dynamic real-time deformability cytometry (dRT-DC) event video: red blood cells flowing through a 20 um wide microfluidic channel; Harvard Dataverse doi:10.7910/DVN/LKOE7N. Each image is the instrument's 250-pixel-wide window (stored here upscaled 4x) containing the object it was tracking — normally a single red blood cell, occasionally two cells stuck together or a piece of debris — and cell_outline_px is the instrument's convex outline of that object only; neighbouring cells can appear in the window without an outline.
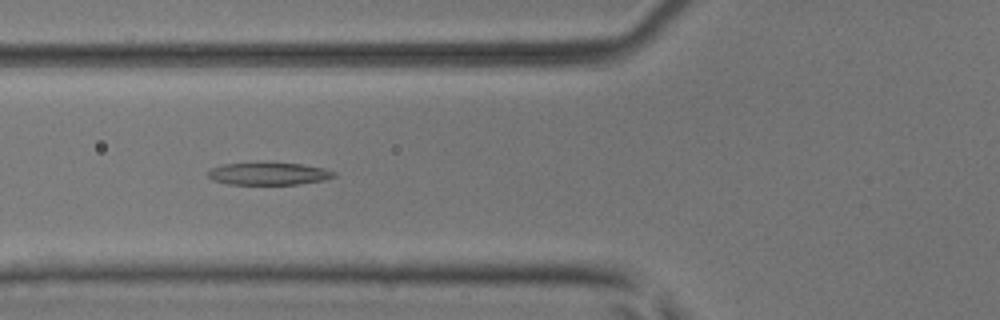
{"species": "common noctule bat (a hibernating species)", "species_latin": "Nyctalus noctula", "temperature_condition": "room temperature", "stored_images_in_passage": 2, "camera_frame_rate_fps": 3000, "um_per_image_px": 0.085, "animal": {"sex": "male", "body_mass_g": 17.9, "forearm_length_mm": 54.2}, "frame": {"image": 1, "passage_image": 2, "time_ms": 0.333, "image_size_px": [1000, 320], "cell_outline_px": [[336, 176], [324, 180], [296, 184], [228, 184], [212, 180], [208, 176], [208, 172], [212, 168], [224, 164], [300, 164], [324, 168], [336, 172]], "centroid_in_image_um": [22.86, 14.78], "position_along_channel_um": 102.9, "area_um2": 15.95}}